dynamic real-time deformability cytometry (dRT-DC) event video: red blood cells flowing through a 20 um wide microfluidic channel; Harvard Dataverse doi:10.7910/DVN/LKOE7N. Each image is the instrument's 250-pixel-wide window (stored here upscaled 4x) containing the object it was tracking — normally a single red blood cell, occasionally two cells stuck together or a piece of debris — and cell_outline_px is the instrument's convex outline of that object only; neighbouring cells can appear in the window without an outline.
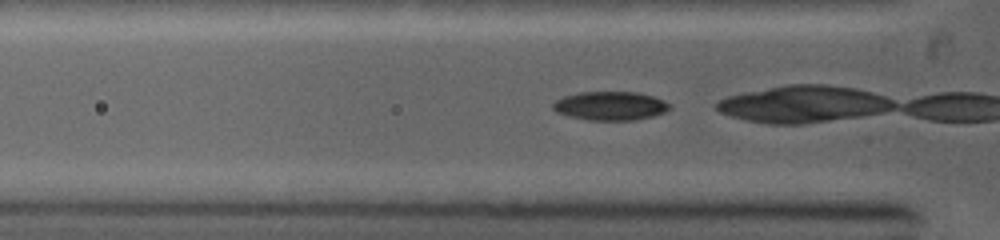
{"species": "common noctule bat (a hibernating species)", "species_latin": "Nyctalus noctula", "temperature_condition": "warm", "stored_images_in_passage": 4, "camera_frame_rate_fps": 5000, "um_per_image_px": 0.085, "animal": {"sex": "female", "body_mass_g": 19.0, "forearm_length_mm": 53.3}, "frame": {"image": 1, "passage_image": 3, "time_ms": 0.4, "image_size_px": [1000, 240], "cell_outline_px": [[672, 108], [664, 112], [652, 116], [636, 120], [588, 120], [568, 116], [556, 112], [552, 108], [552, 104], [556, 100], [564, 96], [580, 92], [636, 92], [652, 96], [664, 100], [672, 104]], "centroid_in_image_um": [51.89, 9.0], "position_along_channel_um": 73.9, "area_um2": 19.65}}